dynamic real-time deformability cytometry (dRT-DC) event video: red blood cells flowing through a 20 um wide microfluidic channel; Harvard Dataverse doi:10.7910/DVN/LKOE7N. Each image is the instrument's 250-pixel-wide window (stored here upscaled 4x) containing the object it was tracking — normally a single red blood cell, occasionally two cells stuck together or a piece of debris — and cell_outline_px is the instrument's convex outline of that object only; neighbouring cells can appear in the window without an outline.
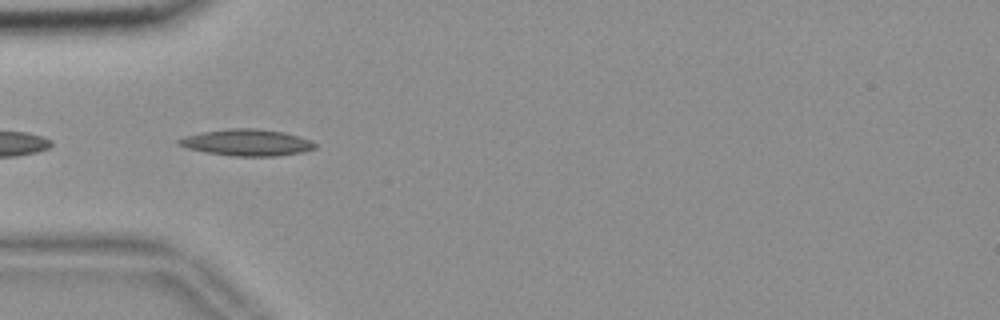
{"species": "common noctule bat (a hibernating species)", "species_latin": "Nyctalus noctula", "temperature_condition": "room temperature", "stored_images_in_passage": 6, "camera_frame_rate_fps": 3000, "um_per_image_px": 0.085, "animal": {"sex": "female", "body_mass_g": 18.4}, "frame": {"image": 1, "passage_image": 2, "time_ms": 0.333, "image_size_px": [1000, 320], "cell_outline_px": [[316, 148], [300, 152], [276, 156], [232, 156], [204, 152], [188, 148], [176, 144], [176, 140], [184, 136], [200, 132], [228, 128], [256, 128], [284, 132], [308, 140], [316, 144]], "centroid_in_image_um": [20.9, 12.11], "position_along_channel_um": 64.1, "area_um2": 21.04}}